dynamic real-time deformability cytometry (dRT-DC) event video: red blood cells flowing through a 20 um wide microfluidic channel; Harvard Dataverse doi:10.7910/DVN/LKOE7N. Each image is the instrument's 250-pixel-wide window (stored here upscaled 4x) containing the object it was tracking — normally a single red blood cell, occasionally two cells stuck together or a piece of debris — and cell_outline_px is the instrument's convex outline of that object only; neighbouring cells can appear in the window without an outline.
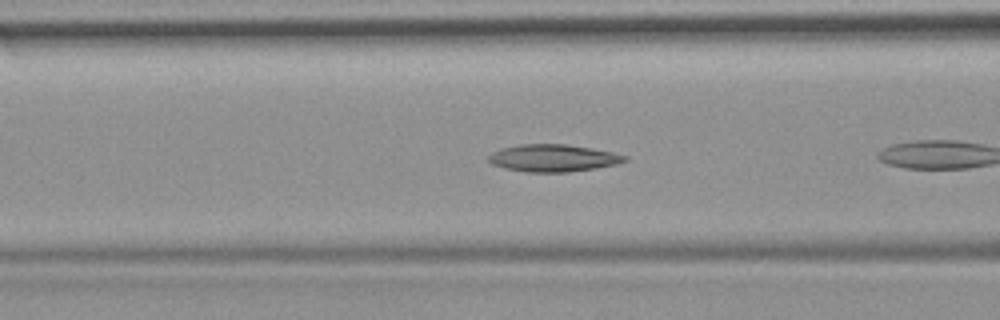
{"species": "common noctule bat (a hibernating species)", "species_latin": "Nyctalus noctula", "temperature_condition": "room temperature", "stored_images_in_passage": 7, "camera_frame_rate_fps": 3000, "um_per_image_px": 0.085, "animal": {"sex": "female", "body_mass_g": 19.9}, "frame": {"image": 1, "passage_image": 5, "time_ms": 1.333, "image_size_px": [1000, 320], "cell_outline_px": [[628, 160], [616, 164], [596, 168], [568, 172], [528, 172], [504, 168], [492, 164], [484, 160], [492, 152], [504, 148], [520, 144], [568, 144], [592, 148], [612, 152], [628, 156]], "centroid_in_image_um": [47.0, 13.43], "position_along_channel_um": 119.6, "area_um2": 21.73}}